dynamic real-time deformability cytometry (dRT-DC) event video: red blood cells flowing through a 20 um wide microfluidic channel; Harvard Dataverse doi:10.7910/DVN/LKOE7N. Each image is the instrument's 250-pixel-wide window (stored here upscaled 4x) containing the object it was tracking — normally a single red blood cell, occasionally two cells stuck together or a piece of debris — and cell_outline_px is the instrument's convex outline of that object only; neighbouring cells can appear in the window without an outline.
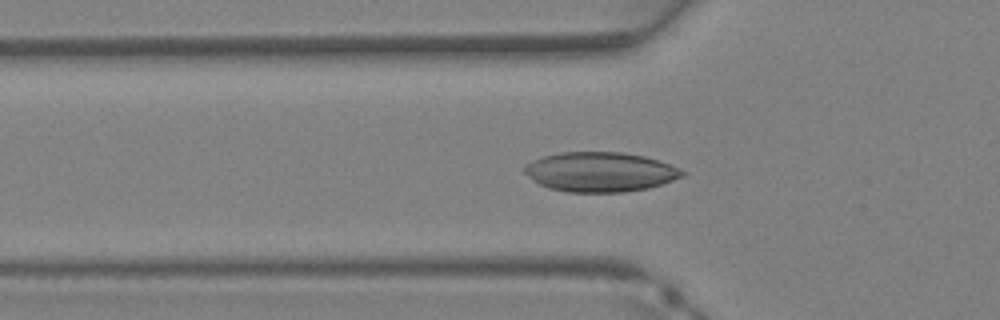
{"species": "Egyptian fruit bat (a non-hibernating species)", "species_latin": "Rousettus aegyptiacus", "temperature_condition": "warm", "stored_images_in_passage": 35, "camera_frame_rate_fps": 3000, "um_per_image_px": 0.085, "animal": {"sex": "female"}, "frame": {"image": 1, "passage_image": 13, "time_ms": 4.0, "image_size_px": [1000, 320], "cell_outline_px": [[688, 172], [684, 176], [648, 188], [624, 192], [568, 192], [548, 188], [532, 180], [520, 168], [524, 164], [532, 160], [544, 156], [560, 152], [620, 152], [644, 156], [680, 168]], "centroid_in_image_um": [50.97, 14.61], "position_along_channel_um": 74.8, "area_um2": 36.59}}
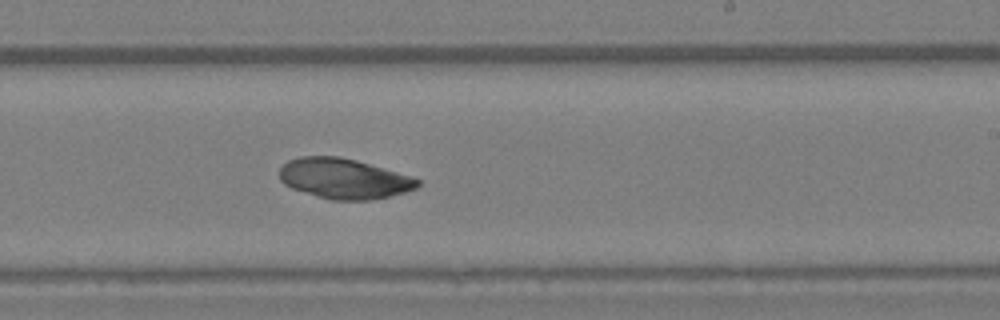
{"frame": {"image": 2, "passage_image": 23, "time_ms": 7.333, "image_size_px": [1000, 320], "cell_outline_px": [[420, 184], [416, 188], [404, 192], [388, 196], [368, 200], [332, 200], [292, 188], [284, 184], [280, 180], [280, 168], [288, 160], [300, 156], [340, 156], [356, 160], [396, 172], [420, 180]], "centroid_in_image_um": [29.2, 15.17], "position_along_channel_um": 259.8, "area_um2": 31.96}}
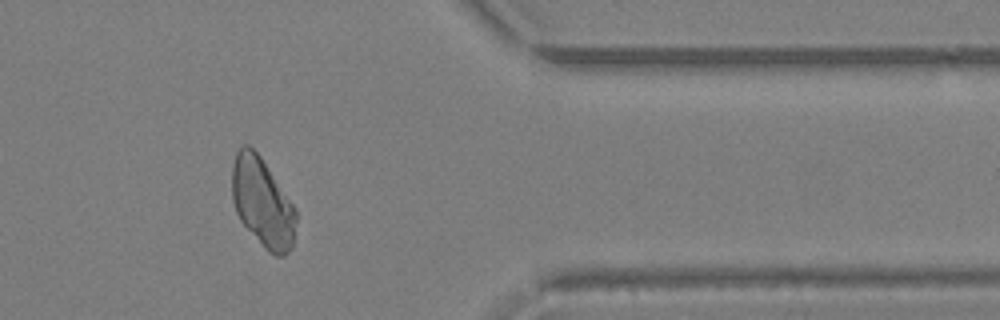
{"frame": {"image": 3, "passage_image": 31, "time_ms": 10.0, "image_size_px": [1000, 320], "cell_outline_px": [[296, 220], [292, 248], [284, 256], [276, 256], [268, 252], [240, 220], [236, 212], [232, 200], [232, 164], [236, 152], [244, 144], [248, 144], [260, 156], [296, 208]], "centroid_in_image_um": [22.3, 17.22], "position_along_channel_um": 389.1, "area_um2": 33.12}}